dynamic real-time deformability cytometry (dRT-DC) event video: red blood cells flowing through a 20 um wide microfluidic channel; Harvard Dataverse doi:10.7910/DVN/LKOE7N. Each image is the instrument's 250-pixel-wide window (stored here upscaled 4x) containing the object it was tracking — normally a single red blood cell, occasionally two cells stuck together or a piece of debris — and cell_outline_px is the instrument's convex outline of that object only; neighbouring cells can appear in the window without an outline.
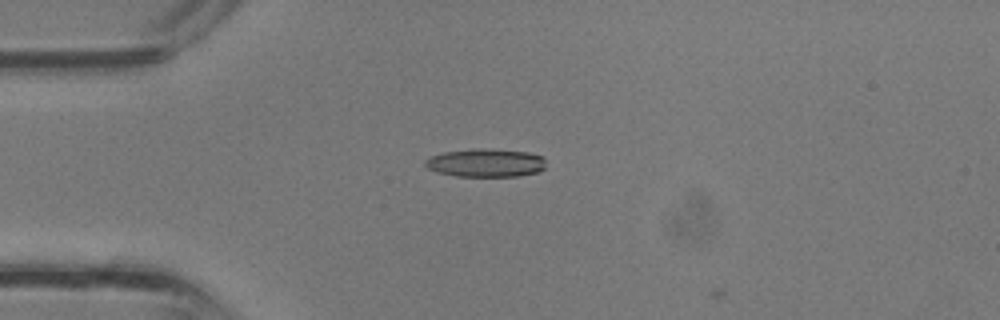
{"species": "common noctule bat (a hibernating species)", "species_latin": "Nyctalus noctula", "temperature_condition": "room temperature", "stored_images_in_passage": 2, "camera_frame_rate_fps": 3000, "um_per_image_px": 0.085, "animal": {"sex": "male", "body_mass_g": 13.3}, "frame": {"image": 1, "passage_image": 1, "time_ms": 0.0, "image_size_px": [1000, 320], "cell_outline_px": [[544, 168], [536, 172], [516, 176], [456, 176], [436, 172], [428, 168], [424, 164], [424, 160], [432, 156], [444, 152], [476, 148], [480, 148], [528, 152], [544, 156]], "centroid_in_image_um": [41.26, 13.84], "position_along_channel_um": 43.7, "area_um2": 19.77}}